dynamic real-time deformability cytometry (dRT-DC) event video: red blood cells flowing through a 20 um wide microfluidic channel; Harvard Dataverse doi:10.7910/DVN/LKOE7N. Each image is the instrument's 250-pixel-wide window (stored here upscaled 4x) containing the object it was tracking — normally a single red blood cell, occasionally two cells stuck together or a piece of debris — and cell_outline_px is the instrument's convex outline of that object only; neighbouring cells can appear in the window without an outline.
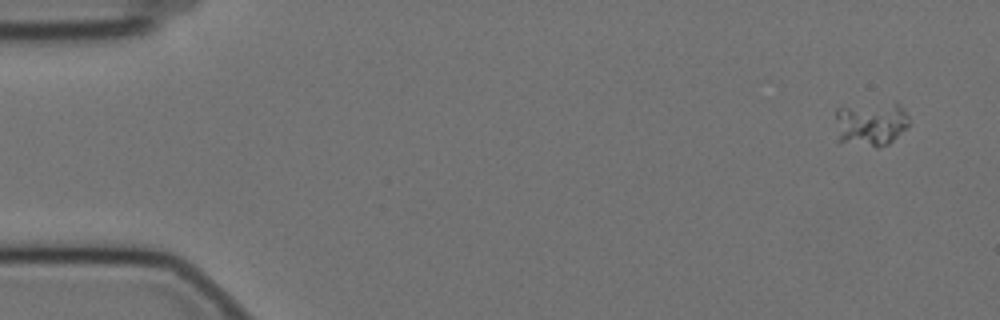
{"species": "Egyptian fruit bat (a non-hibernating species)", "species_latin": "Rousettus aegyptiacus", "temperature_condition": "cold", "stored_images_in_passage": 56, "camera_frame_rate_fps": 3000, "um_per_image_px": 0.085, "animal": {"sex": "female"}, "frame": {"image": 1, "passage_image": 1, "time_ms": 0.0, "image_size_px": [1000, 320], "cell_outline_px": [[908, 128], [888, 144], [876, 148], [836, 140], [836, 108], [896, 100], [904, 108], [908, 116]], "centroid_in_image_um": [74.05, 10.5], "position_along_channel_um": 10.9, "area_um2": 19.59}}
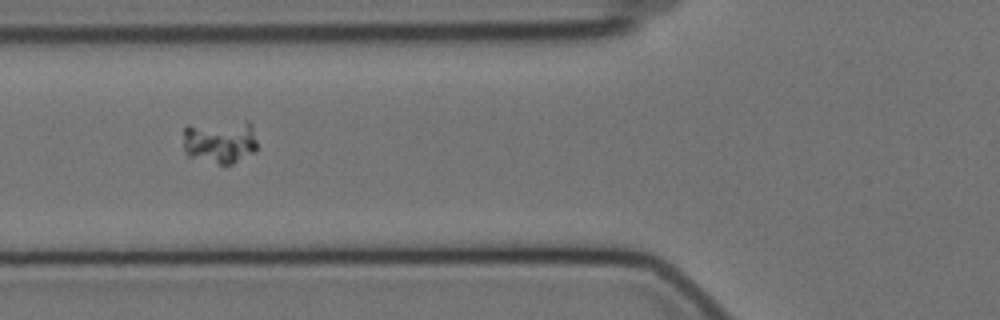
{"frame": {"image": 2, "passage_image": 20, "time_ms": 6.333, "image_size_px": [1000, 320], "cell_outline_px": [[256, 152], [232, 164], [220, 164], [188, 156], [184, 152], [184, 128], [188, 124], [248, 120], [252, 128], [256, 140]], "centroid_in_image_um": [18.7, 12.02], "position_along_channel_um": 107.1, "area_um2": 19.07}}
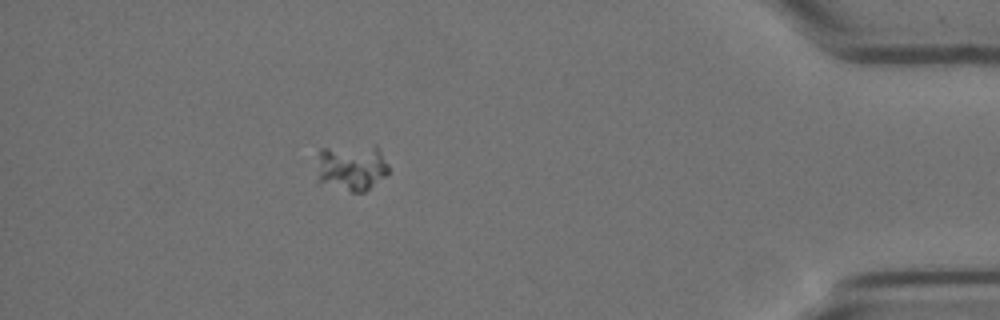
{"frame": {"image": 3, "passage_image": 50, "time_ms": 16.333, "image_size_px": [1000, 320], "cell_outline_px": [[388, 172], [384, 176], [364, 192], [352, 192], [316, 180], [320, 148], [376, 144], [388, 164]], "centroid_in_image_um": [29.89, 14.19], "position_along_channel_um": 405.3, "area_um2": 19.48}}